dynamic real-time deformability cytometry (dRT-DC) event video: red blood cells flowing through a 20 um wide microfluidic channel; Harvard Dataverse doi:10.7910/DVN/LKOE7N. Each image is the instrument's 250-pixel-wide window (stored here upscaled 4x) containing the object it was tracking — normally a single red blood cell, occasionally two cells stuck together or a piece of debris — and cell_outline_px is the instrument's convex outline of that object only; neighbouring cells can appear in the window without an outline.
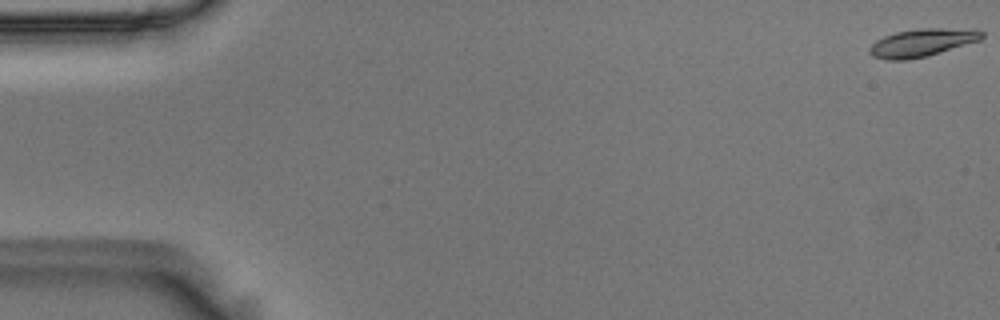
{"species": "Egyptian fruit bat (a non-hibernating species)", "species_latin": "Rousettus aegyptiacus", "temperature_condition": "room temperature", "stored_images_in_passage": 56, "camera_frame_rate_fps": 3000, "um_per_image_px": 0.085, "animal": {"sex": "male"}, "frame": {"image": 1, "passage_image": 1, "time_ms": 0.0, "image_size_px": [1000, 320], "cell_outline_px": [[984, 36], [980, 40], [928, 56], [908, 60], [884, 60], [872, 56], [868, 52], [868, 48], [876, 40], [884, 36], [896, 32], [920, 28], [976, 28], [984, 32]], "centroid_in_image_um": [78.39, 3.62], "position_along_channel_um": 6.6, "area_um2": 18.55}}
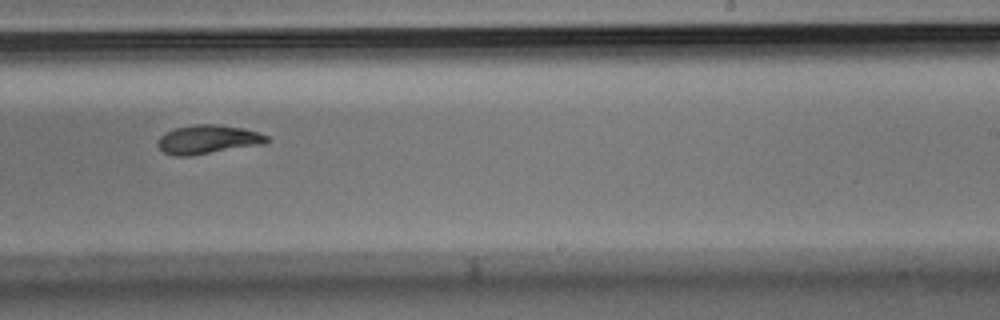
{"frame": {"image": 2, "passage_image": 35, "time_ms": 11.333, "image_size_px": [1000, 320], "cell_outline_px": [[272, 140], [264, 144], [188, 156], [176, 156], [164, 152], [156, 144], [160, 136], [164, 132], [176, 128], [192, 124], [216, 124], [244, 128], [268, 136]], "centroid_in_image_um": [17.67, 11.84], "position_along_channel_um": 271.3, "area_um2": 18.38}}
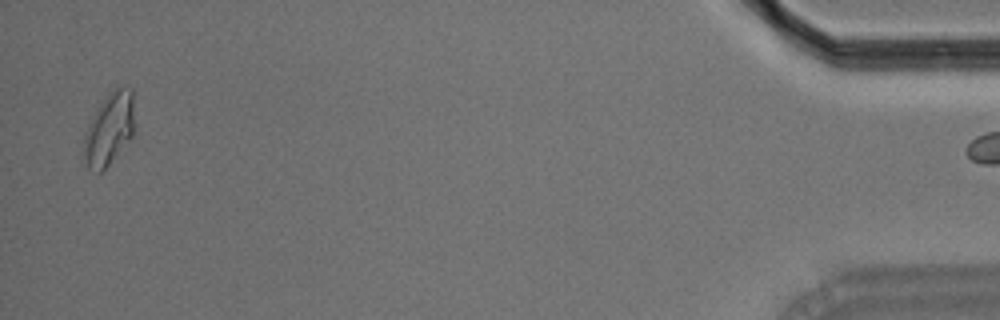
{"frame": {"image": 3, "passage_image": 55, "time_ms": 18.0, "image_size_px": [1000, 320], "cell_outline_px": [[132, 136], [108, 164], [100, 172], [96, 172], [88, 168], [80, 156], [84, 132], [96, 108], [112, 88], [132, 88]], "centroid_in_image_um": [9.18, 10.99], "position_along_channel_um": 426.0, "area_um2": 21.27}}